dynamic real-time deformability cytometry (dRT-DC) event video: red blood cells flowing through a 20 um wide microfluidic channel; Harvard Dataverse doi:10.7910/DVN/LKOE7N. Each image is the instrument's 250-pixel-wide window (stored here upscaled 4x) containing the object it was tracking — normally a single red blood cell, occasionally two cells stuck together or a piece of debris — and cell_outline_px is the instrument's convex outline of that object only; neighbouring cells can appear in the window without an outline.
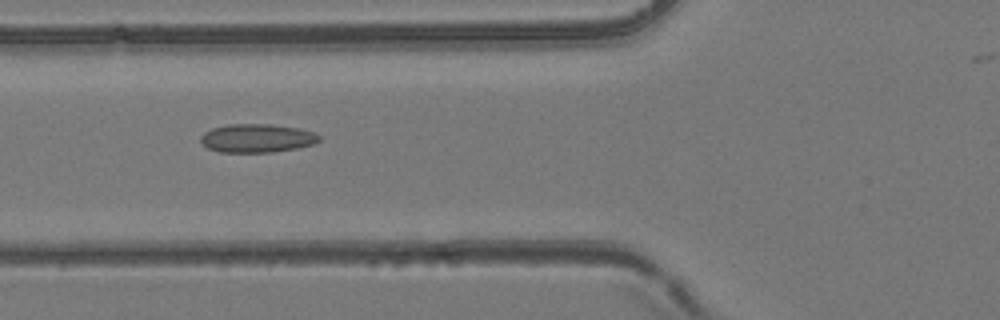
{"species": "common noctule bat (a hibernating species)", "species_latin": "Nyctalus noctula", "temperature_condition": "room temperature", "stored_images_in_passage": 52, "camera_frame_rate_fps": 3000, "um_per_image_px": 0.085, "animal": {"sex": "female", "body_mass_g": 24.6, "forearm_length_mm": 56.2}, "frame": {"image": 1, "passage_image": 21, "time_ms": 6.667, "image_size_px": [1000, 320], "cell_outline_px": [[320, 140], [312, 144], [300, 148], [272, 152], [220, 152], [208, 148], [200, 140], [200, 136], [204, 132], [212, 128], [228, 124], [268, 124], [300, 128], [312, 132], [320, 136]], "centroid_in_image_um": [21.84, 11.74], "position_along_channel_um": 104.0, "area_um2": 19.71}}
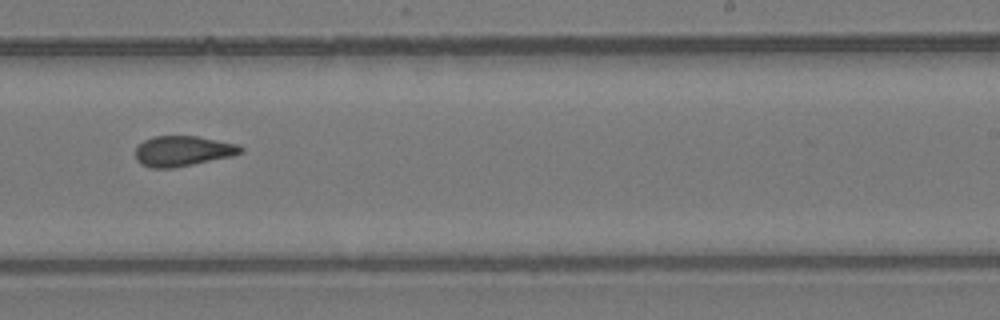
{"frame": {"image": 2, "passage_image": 34, "time_ms": 11.0, "image_size_px": [1000, 320], "cell_outline_px": [[244, 152], [232, 156], [172, 168], [152, 168], [140, 164], [136, 160], [136, 148], [144, 140], [152, 136], [196, 136], [240, 144], [244, 148]], "centroid_in_image_um": [15.56, 12.83], "position_along_channel_um": 273.4, "area_um2": 18.67}}
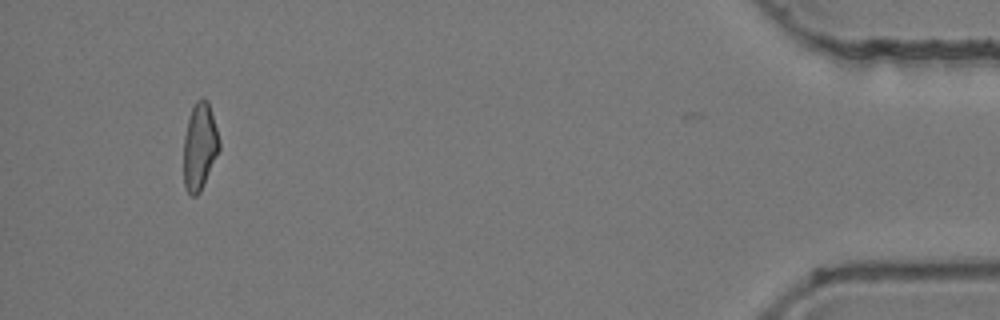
{"frame": {"image": 3, "passage_image": 51, "time_ms": 16.667, "image_size_px": [1000, 320], "cell_outline_px": [[220, 148], [200, 192], [196, 196], [192, 196], [184, 188], [184, 136], [188, 120], [192, 108], [196, 100], [204, 96], [208, 100], [220, 140]], "centroid_in_image_um": [16.97, 12.43], "position_along_channel_um": 418.2, "area_um2": 18.03}, "authors_computed_cell_mechanics": {"area_um2": 18.9873, "velocity_mm_per_s": 3.9147, "shape_relaxation_time_tau1_ms": null, "shape_relaxation_time_tau2_ms": 2.3803, "deformation_change_tau1": null, "deformation_change_tau2": 0.1118}}